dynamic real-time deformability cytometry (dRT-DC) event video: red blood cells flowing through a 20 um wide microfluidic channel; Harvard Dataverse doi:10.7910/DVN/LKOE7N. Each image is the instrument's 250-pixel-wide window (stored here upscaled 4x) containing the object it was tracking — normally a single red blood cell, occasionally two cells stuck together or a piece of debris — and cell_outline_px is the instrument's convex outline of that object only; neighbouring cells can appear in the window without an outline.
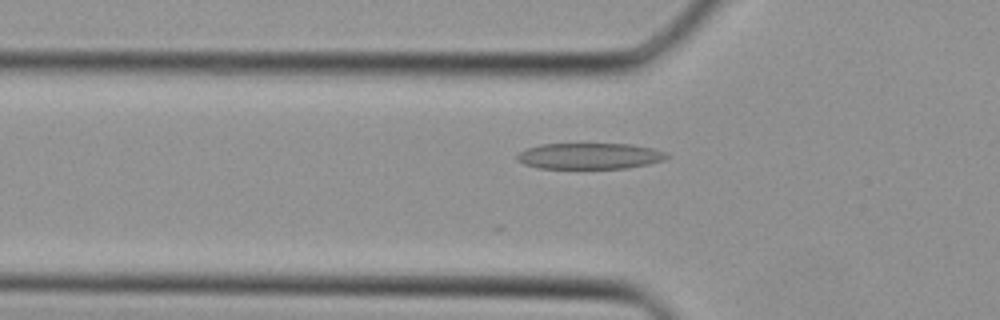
{"species": "Egyptian fruit bat (a non-hibernating species)", "species_latin": "Rousettus aegyptiacus", "temperature_condition": "cold", "stored_images_in_passage": 17, "camera_frame_rate_fps": 3000, "um_per_image_px": 0.085, "animal": {"sex": "female"}, "frame": {"image": 1, "passage_image": 6, "time_ms": 1.667, "image_size_px": [1000, 320], "cell_outline_px": [[668, 156], [664, 160], [648, 164], [628, 168], [536, 168], [524, 164], [516, 160], [516, 156], [520, 152], [528, 148], [540, 144], [632, 144], [652, 148], [664, 152]], "centroid_in_image_um": [50.09, 13.26], "position_along_channel_um": 75.7, "area_um2": 22.66}}
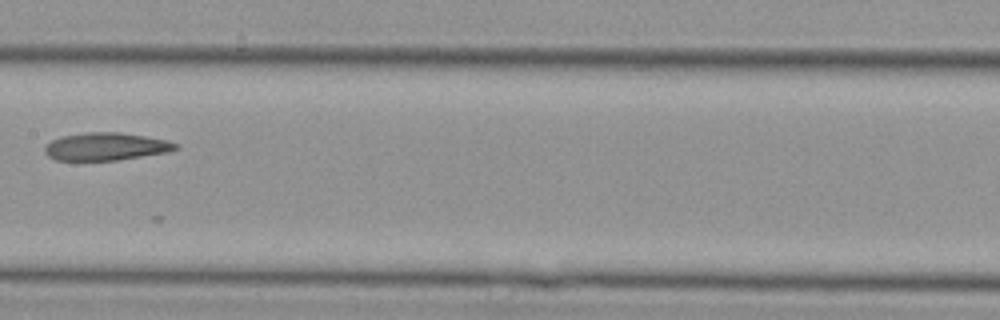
{"frame": {"image": 2, "passage_image": 13, "time_ms": 4.0, "image_size_px": [1000, 320], "cell_outline_px": [[180, 148], [168, 152], [116, 160], [56, 160], [48, 156], [44, 152], [44, 144], [60, 136], [88, 132], [120, 132], [168, 140], [180, 144]], "centroid_in_image_um": [9.0, 12.45], "position_along_channel_um": 198.4, "area_um2": 21.27}}
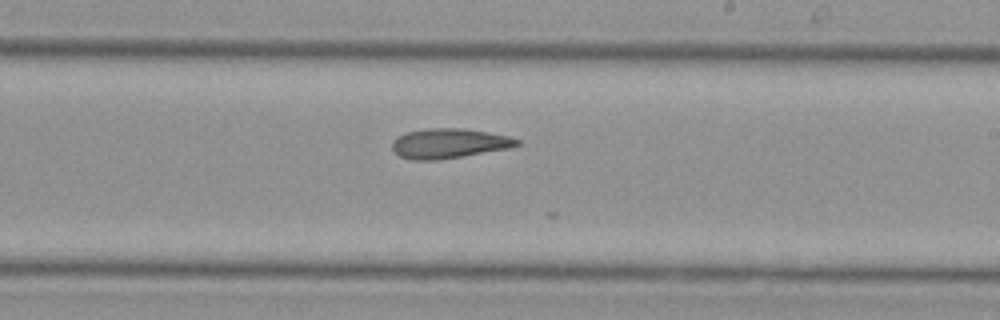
{"frame": {"image": 3, "passage_image": 16, "time_ms": 5.0, "image_size_px": [1000, 320], "cell_outline_px": [[520, 144], [508, 148], [440, 160], [412, 160], [400, 156], [392, 148], [392, 140], [396, 136], [408, 132], [428, 128], [460, 128], [488, 132], [508, 136], [520, 140]], "centroid_in_image_um": [38.13, 12.19], "position_along_channel_um": 250.9, "area_um2": 21.56}}